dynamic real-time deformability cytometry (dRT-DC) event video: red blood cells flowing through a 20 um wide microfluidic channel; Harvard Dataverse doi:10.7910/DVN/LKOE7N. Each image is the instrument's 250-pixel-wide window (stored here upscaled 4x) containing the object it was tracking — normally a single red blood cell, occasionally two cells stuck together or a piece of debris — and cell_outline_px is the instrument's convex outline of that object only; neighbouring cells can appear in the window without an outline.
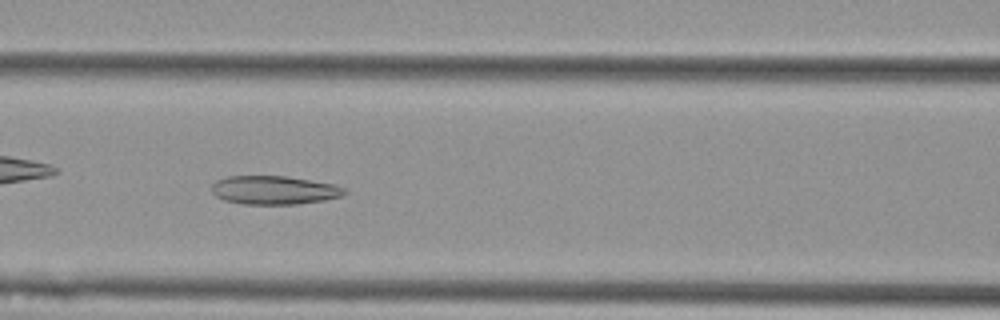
{"species": "Egyptian fruit bat (a non-hibernating species)", "species_latin": "Rousettus aegyptiacus", "temperature_condition": "cold", "stored_images_in_passage": 12, "camera_frame_rate_fps": 3000, "um_per_image_px": 0.085, "animal": {"sex": "female"}, "frame": {"image": 1, "passage_image": 7, "time_ms": 2.0, "image_size_px": [1000, 320], "cell_outline_px": [[348, 192], [340, 196], [324, 200], [300, 204], [244, 204], [224, 200], [216, 196], [212, 192], [212, 184], [216, 180], [228, 176], [288, 176], [332, 184], [344, 188]], "centroid_in_image_um": [23.28, 16.16], "position_along_channel_um": 143.3, "area_um2": 22.08}}
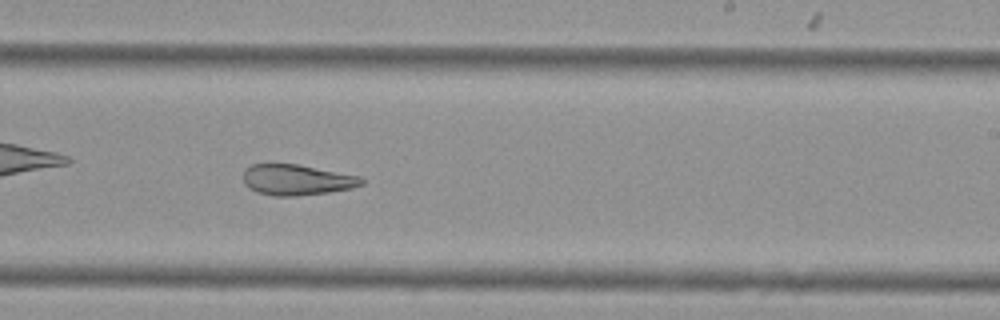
{"frame": {"image": 2, "passage_image": 10, "time_ms": 3.0, "image_size_px": [1000, 320], "cell_outline_px": [[364, 184], [352, 188], [328, 192], [296, 196], [276, 196], [256, 192], [248, 188], [244, 184], [244, 172], [252, 164], [296, 164], [360, 176], [364, 180]], "centroid_in_image_um": [25.23, 15.29], "position_along_channel_um": 263.8, "area_um2": 21.04}}
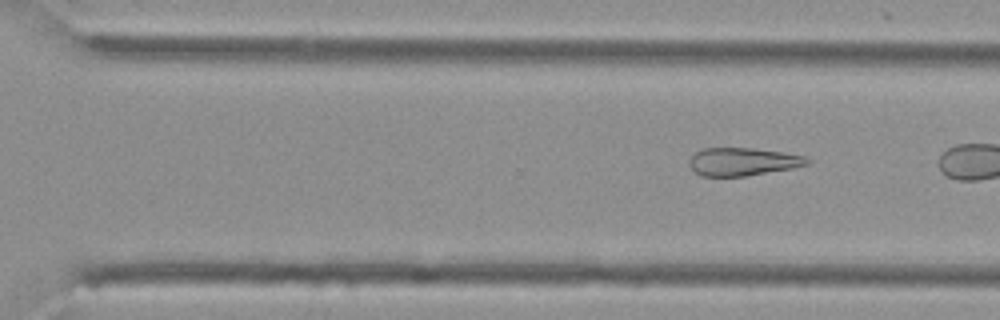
{"frame": {"image": 3, "passage_image": 12, "time_ms": 3.667, "image_size_px": [1000, 320], "cell_outline_px": [[812, 160], [808, 164], [792, 168], [744, 176], [700, 176], [688, 164], [688, 160], [696, 152], [704, 148], [756, 148], [784, 152], [804, 156]], "centroid_in_image_um": [63.14, 13.73], "position_along_channel_um": 307.5, "area_um2": 19.19}}